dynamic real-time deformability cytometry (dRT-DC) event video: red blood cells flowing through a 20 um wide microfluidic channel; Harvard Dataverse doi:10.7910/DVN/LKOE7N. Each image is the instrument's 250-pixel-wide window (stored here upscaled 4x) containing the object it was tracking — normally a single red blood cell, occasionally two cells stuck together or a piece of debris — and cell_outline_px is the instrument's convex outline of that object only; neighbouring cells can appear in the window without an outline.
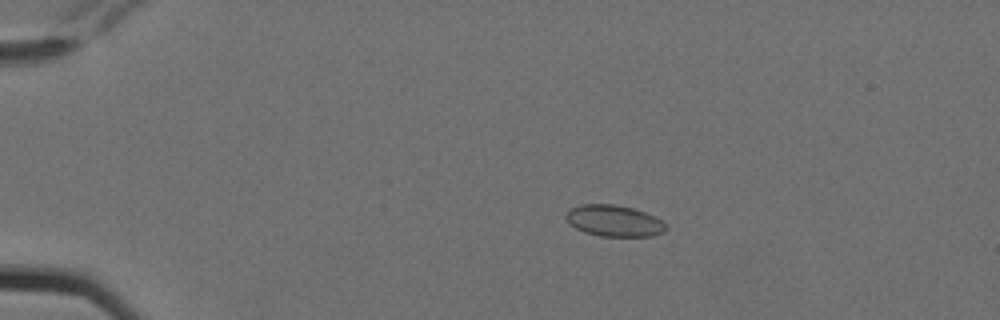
{"species": "Egyptian fruit bat (a non-hibernating species)", "species_latin": "Rousettus aegyptiacus", "temperature_condition": "cold", "stored_images_in_passage": 5, "camera_frame_rate_fps": 3000, "um_per_image_px": 0.085, "animal": {"sex": "female"}, "frame": {"image": 1, "passage_image": 3, "time_ms": 0.667, "image_size_px": [1000, 320], "cell_outline_px": [[668, 228], [664, 232], [652, 236], [600, 236], [584, 232], [568, 224], [564, 216], [568, 208], [580, 204], [616, 204], [632, 208], [644, 212], [668, 224]], "centroid_in_image_um": [52.15, 18.76], "position_along_channel_um": 32.8, "area_um2": 18.5}}